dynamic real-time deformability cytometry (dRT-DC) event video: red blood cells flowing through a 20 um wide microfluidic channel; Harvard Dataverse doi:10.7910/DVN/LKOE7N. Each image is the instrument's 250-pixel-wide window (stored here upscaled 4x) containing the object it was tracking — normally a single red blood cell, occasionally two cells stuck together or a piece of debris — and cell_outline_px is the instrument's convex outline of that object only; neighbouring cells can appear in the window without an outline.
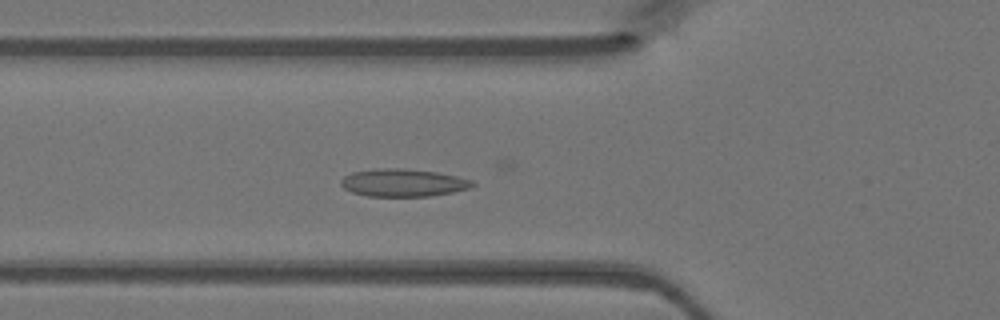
{"species": "Egyptian fruit bat (a non-hibernating species)", "species_latin": "Rousettus aegyptiacus", "temperature_condition": "warm", "stored_images_in_passage": 46, "segment_of_instrument_passage": [1, 2], "camera_frame_rate_fps": 3000, "um_per_image_px": 0.085, "animal": {"sex": "female"}, "frame": {"image": 1, "passage_image": 14, "time_ms": 4.333, "image_size_px": [1000, 320], "cell_outline_px": [[476, 184], [468, 188], [452, 192], [428, 196], [368, 196], [352, 192], [344, 188], [340, 184], [340, 180], [344, 176], [352, 172], [380, 168], [400, 168], [436, 172], [456, 176], [472, 180]], "centroid_in_image_um": [34.24, 15.53], "position_along_channel_um": 91.6, "area_um2": 21.04}}
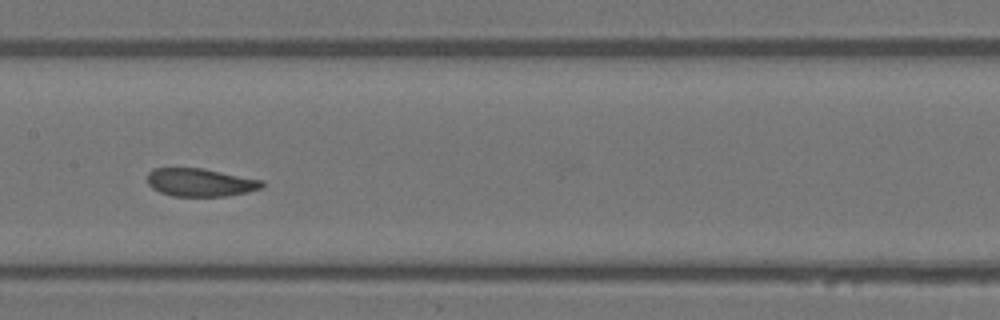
{"frame": {"image": 2, "passage_image": 21, "time_ms": 6.667, "image_size_px": [1000, 320], "cell_outline_px": [[264, 188], [248, 192], [224, 196], [172, 196], [160, 192], [152, 188], [148, 184], [148, 172], [152, 168], [204, 168], [264, 180]], "centroid_in_image_um": [17.05, 15.5], "position_along_channel_um": 190.3, "area_um2": 18.96}}
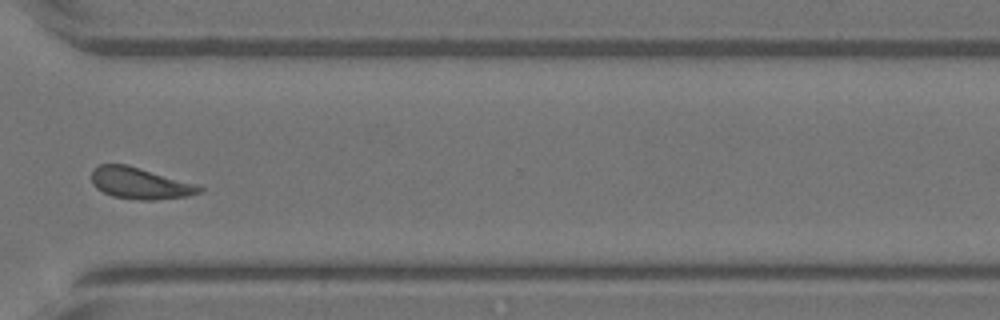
{"frame": {"image": 3, "passage_image": 33, "time_ms": 10.667, "image_size_px": [1000, 320], "cell_outline_px": [[204, 192], [188, 196], [152, 200], [140, 200], [112, 196], [96, 188], [92, 184], [92, 172], [100, 164], [124, 164], [192, 184], [204, 188]], "centroid_in_image_um": [11.86, 15.6], "position_along_channel_um": 358.7, "area_um2": 19.13}}